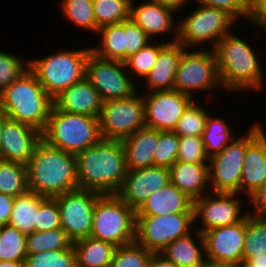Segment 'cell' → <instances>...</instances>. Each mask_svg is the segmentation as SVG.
<instances>
[{
    "instance_id": "cell-1",
    "label": "cell",
    "mask_w": 266,
    "mask_h": 267,
    "mask_svg": "<svg viewBox=\"0 0 266 267\" xmlns=\"http://www.w3.org/2000/svg\"><path fill=\"white\" fill-rule=\"evenodd\" d=\"M219 80L226 92L260 91L266 85L263 66L253 46L234 31L222 37L213 49ZM265 83V84H264Z\"/></svg>"
},
{
    "instance_id": "cell-2",
    "label": "cell",
    "mask_w": 266,
    "mask_h": 267,
    "mask_svg": "<svg viewBox=\"0 0 266 267\" xmlns=\"http://www.w3.org/2000/svg\"><path fill=\"white\" fill-rule=\"evenodd\" d=\"M76 168L80 189L116 194L127 173L122 142L101 139L76 154Z\"/></svg>"
},
{
    "instance_id": "cell-3",
    "label": "cell",
    "mask_w": 266,
    "mask_h": 267,
    "mask_svg": "<svg viewBox=\"0 0 266 267\" xmlns=\"http://www.w3.org/2000/svg\"><path fill=\"white\" fill-rule=\"evenodd\" d=\"M27 166L28 188L53 198L78 189L76 155L54 148L41 140Z\"/></svg>"
},
{
    "instance_id": "cell-4",
    "label": "cell",
    "mask_w": 266,
    "mask_h": 267,
    "mask_svg": "<svg viewBox=\"0 0 266 267\" xmlns=\"http://www.w3.org/2000/svg\"><path fill=\"white\" fill-rule=\"evenodd\" d=\"M53 106V98L43 89L35 74L28 69L0 93V110L8 119L42 132Z\"/></svg>"
},
{
    "instance_id": "cell-5",
    "label": "cell",
    "mask_w": 266,
    "mask_h": 267,
    "mask_svg": "<svg viewBox=\"0 0 266 267\" xmlns=\"http://www.w3.org/2000/svg\"><path fill=\"white\" fill-rule=\"evenodd\" d=\"M41 137L48 145L75 155L102 139L98 118L63 112L54 106Z\"/></svg>"
},
{
    "instance_id": "cell-6",
    "label": "cell",
    "mask_w": 266,
    "mask_h": 267,
    "mask_svg": "<svg viewBox=\"0 0 266 267\" xmlns=\"http://www.w3.org/2000/svg\"><path fill=\"white\" fill-rule=\"evenodd\" d=\"M90 51L91 47L55 51L45 57L29 59V69L43 89L55 98L61 91L85 77Z\"/></svg>"
},
{
    "instance_id": "cell-7",
    "label": "cell",
    "mask_w": 266,
    "mask_h": 267,
    "mask_svg": "<svg viewBox=\"0 0 266 267\" xmlns=\"http://www.w3.org/2000/svg\"><path fill=\"white\" fill-rule=\"evenodd\" d=\"M135 227V210L116 194H104L96 200L91 238L124 246L135 242Z\"/></svg>"
},
{
    "instance_id": "cell-8",
    "label": "cell",
    "mask_w": 266,
    "mask_h": 267,
    "mask_svg": "<svg viewBox=\"0 0 266 267\" xmlns=\"http://www.w3.org/2000/svg\"><path fill=\"white\" fill-rule=\"evenodd\" d=\"M195 7L186 17L178 19L177 42L186 49H203V44H209L213 50L222 37L232 32L237 22L225 10L201 5Z\"/></svg>"
},
{
    "instance_id": "cell-9",
    "label": "cell",
    "mask_w": 266,
    "mask_h": 267,
    "mask_svg": "<svg viewBox=\"0 0 266 267\" xmlns=\"http://www.w3.org/2000/svg\"><path fill=\"white\" fill-rule=\"evenodd\" d=\"M188 50L182 53L179 60L174 89L193 99L196 97L194 93L198 91L211 93L220 87L222 89L214 50L207 47Z\"/></svg>"
},
{
    "instance_id": "cell-10",
    "label": "cell",
    "mask_w": 266,
    "mask_h": 267,
    "mask_svg": "<svg viewBox=\"0 0 266 267\" xmlns=\"http://www.w3.org/2000/svg\"><path fill=\"white\" fill-rule=\"evenodd\" d=\"M139 92L128 98L103 102L98 117L102 139L121 141L146 126L144 100Z\"/></svg>"
},
{
    "instance_id": "cell-11",
    "label": "cell",
    "mask_w": 266,
    "mask_h": 267,
    "mask_svg": "<svg viewBox=\"0 0 266 267\" xmlns=\"http://www.w3.org/2000/svg\"><path fill=\"white\" fill-rule=\"evenodd\" d=\"M193 224V213L136 216L135 242L153 253H159L177 238L192 232Z\"/></svg>"
},
{
    "instance_id": "cell-12",
    "label": "cell",
    "mask_w": 266,
    "mask_h": 267,
    "mask_svg": "<svg viewBox=\"0 0 266 267\" xmlns=\"http://www.w3.org/2000/svg\"><path fill=\"white\" fill-rule=\"evenodd\" d=\"M85 77L99 92L103 102L124 99L135 94L138 83L126 70L125 63L104 59L90 51Z\"/></svg>"
},
{
    "instance_id": "cell-13",
    "label": "cell",
    "mask_w": 266,
    "mask_h": 267,
    "mask_svg": "<svg viewBox=\"0 0 266 267\" xmlns=\"http://www.w3.org/2000/svg\"><path fill=\"white\" fill-rule=\"evenodd\" d=\"M240 198L241 194L238 193L210 192L193 200L194 224H198V219L201 221L194 229L197 228L196 230L203 234L207 230L242 221L249 214L248 210L243 208L245 206H242L248 202V198L246 197V200Z\"/></svg>"
},
{
    "instance_id": "cell-14",
    "label": "cell",
    "mask_w": 266,
    "mask_h": 267,
    "mask_svg": "<svg viewBox=\"0 0 266 267\" xmlns=\"http://www.w3.org/2000/svg\"><path fill=\"white\" fill-rule=\"evenodd\" d=\"M101 195L78 188L53 197L58 204L61 228L72 242L91 236L94 204Z\"/></svg>"
},
{
    "instance_id": "cell-15",
    "label": "cell",
    "mask_w": 266,
    "mask_h": 267,
    "mask_svg": "<svg viewBox=\"0 0 266 267\" xmlns=\"http://www.w3.org/2000/svg\"><path fill=\"white\" fill-rule=\"evenodd\" d=\"M246 133L234 138L218 154L209 158V185L211 192L238 193L241 181Z\"/></svg>"
},
{
    "instance_id": "cell-16",
    "label": "cell",
    "mask_w": 266,
    "mask_h": 267,
    "mask_svg": "<svg viewBox=\"0 0 266 267\" xmlns=\"http://www.w3.org/2000/svg\"><path fill=\"white\" fill-rule=\"evenodd\" d=\"M143 94L146 127L173 131L185 109L194 100L175 89Z\"/></svg>"
},
{
    "instance_id": "cell-17",
    "label": "cell",
    "mask_w": 266,
    "mask_h": 267,
    "mask_svg": "<svg viewBox=\"0 0 266 267\" xmlns=\"http://www.w3.org/2000/svg\"><path fill=\"white\" fill-rule=\"evenodd\" d=\"M257 122L245 131L246 152L239 194H245L247 198L266 181V133Z\"/></svg>"
},
{
    "instance_id": "cell-18",
    "label": "cell",
    "mask_w": 266,
    "mask_h": 267,
    "mask_svg": "<svg viewBox=\"0 0 266 267\" xmlns=\"http://www.w3.org/2000/svg\"><path fill=\"white\" fill-rule=\"evenodd\" d=\"M170 183L167 167L127 170L123 183L116 195L135 211L154 192Z\"/></svg>"
},
{
    "instance_id": "cell-19",
    "label": "cell",
    "mask_w": 266,
    "mask_h": 267,
    "mask_svg": "<svg viewBox=\"0 0 266 267\" xmlns=\"http://www.w3.org/2000/svg\"><path fill=\"white\" fill-rule=\"evenodd\" d=\"M246 217L229 226L216 227L203 233L206 261L242 264Z\"/></svg>"
},
{
    "instance_id": "cell-20",
    "label": "cell",
    "mask_w": 266,
    "mask_h": 267,
    "mask_svg": "<svg viewBox=\"0 0 266 267\" xmlns=\"http://www.w3.org/2000/svg\"><path fill=\"white\" fill-rule=\"evenodd\" d=\"M130 4V18L154 41L158 36L172 33V40L168 43L177 42L178 21L174 19L175 10L153 1H144L143 3L134 2ZM137 4V5H136Z\"/></svg>"
},
{
    "instance_id": "cell-21",
    "label": "cell",
    "mask_w": 266,
    "mask_h": 267,
    "mask_svg": "<svg viewBox=\"0 0 266 267\" xmlns=\"http://www.w3.org/2000/svg\"><path fill=\"white\" fill-rule=\"evenodd\" d=\"M41 140L39 130L27 124L7 119L2 130L0 159L27 164L36 145Z\"/></svg>"
},
{
    "instance_id": "cell-22",
    "label": "cell",
    "mask_w": 266,
    "mask_h": 267,
    "mask_svg": "<svg viewBox=\"0 0 266 267\" xmlns=\"http://www.w3.org/2000/svg\"><path fill=\"white\" fill-rule=\"evenodd\" d=\"M103 101L99 92L84 77L53 98V106L63 112L99 117Z\"/></svg>"
},
{
    "instance_id": "cell-23",
    "label": "cell",
    "mask_w": 266,
    "mask_h": 267,
    "mask_svg": "<svg viewBox=\"0 0 266 267\" xmlns=\"http://www.w3.org/2000/svg\"><path fill=\"white\" fill-rule=\"evenodd\" d=\"M135 212L136 216L193 213V200L170 182L152 193Z\"/></svg>"
},
{
    "instance_id": "cell-24",
    "label": "cell",
    "mask_w": 266,
    "mask_h": 267,
    "mask_svg": "<svg viewBox=\"0 0 266 267\" xmlns=\"http://www.w3.org/2000/svg\"><path fill=\"white\" fill-rule=\"evenodd\" d=\"M186 48L179 42L167 43L160 51L152 70L144 79V93L174 89L179 60Z\"/></svg>"
},
{
    "instance_id": "cell-25",
    "label": "cell",
    "mask_w": 266,
    "mask_h": 267,
    "mask_svg": "<svg viewBox=\"0 0 266 267\" xmlns=\"http://www.w3.org/2000/svg\"><path fill=\"white\" fill-rule=\"evenodd\" d=\"M208 164L176 161L169 168L170 182L192 200L201 198L211 191Z\"/></svg>"
},
{
    "instance_id": "cell-26",
    "label": "cell",
    "mask_w": 266,
    "mask_h": 267,
    "mask_svg": "<svg viewBox=\"0 0 266 267\" xmlns=\"http://www.w3.org/2000/svg\"><path fill=\"white\" fill-rule=\"evenodd\" d=\"M127 170H135L154 166V151L158 142V130L143 127L121 140Z\"/></svg>"
},
{
    "instance_id": "cell-27",
    "label": "cell",
    "mask_w": 266,
    "mask_h": 267,
    "mask_svg": "<svg viewBox=\"0 0 266 267\" xmlns=\"http://www.w3.org/2000/svg\"><path fill=\"white\" fill-rule=\"evenodd\" d=\"M177 267H205V242L203 234L194 229L177 238L159 252Z\"/></svg>"
},
{
    "instance_id": "cell-28",
    "label": "cell",
    "mask_w": 266,
    "mask_h": 267,
    "mask_svg": "<svg viewBox=\"0 0 266 267\" xmlns=\"http://www.w3.org/2000/svg\"><path fill=\"white\" fill-rule=\"evenodd\" d=\"M77 267H110L116 246L91 237L72 244Z\"/></svg>"
},
{
    "instance_id": "cell-29",
    "label": "cell",
    "mask_w": 266,
    "mask_h": 267,
    "mask_svg": "<svg viewBox=\"0 0 266 267\" xmlns=\"http://www.w3.org/2000/svg\"><path fill=\"white\" fill-rule=\"evenodd\" d=\"M46 198L30 190L18 195L14 198L8 225L25 234L34 232V223L36 222L39 205Z\"/></svg>"
},
{
    "instance_id": "cell-30",
    "label": "cell",
    "mask_w": 266,
    "mask_h": 267,
    "mask_svg": "<svg viewBox=\"0 0 266 267\" xmlns=\"http://www.w3.org/2000/svg\"><path fill=\"white\" fill-rule=\"evenodd\" d=\"M231 125L224 117H215L208 115L205 123V130L202 135L203 143L207 156L210 158L220 153L227 144H229L235 137Z\"/></svg>"
},
{
    "instance_id": "cell-31",
    "label": "cell",
    "mask_w": 266,
    "mask_h": 267,
    "mask_svg": "<svg viewBox=\"0 0 266 267\" xmlns=\"http://www.w3.org/2000/svg\"><path fill=\"white\" fill-rule=\"evenodd\" d=\"M98 35L99 45H92L91 51L101 58L124 62L123 21L99 28Z\"/></svg>"
},
{
    "instance_id": "cell-32",
    "label": "cell",
    "mask_w": 266,
    "mask_h": 267,
    "mask_svg": "<svg viewBox=\"0 0 266 267\" xmlns=\"http://www.w3.org/2000/svg\"><path fill=\"white\" fill-rule=\"evenodd\" d=\"M28 190L26 164L0 159V193L16 198Z\"/></svg>"
},
{
    "instance_id": "cell-33",
    "label": "cell",
    "mask_w": 266,
    "mask_h": 267,
    "mask_svg": "<svg viewBox=\"0 0 266 267\" xmlns=\"http://www.w3.org/2000/svg\"><path fill=\"white\" fill-rule=\"evenodd\" d=\"M153 43L154 41L152 40L124 61L127 72L135 82H137V79L141 80L140 78H142V83L156 63L159 51L168 43V41L161 40V42L157 43L155 41V44Z\"/></svg>"
},
{
    "instance_id": "cell-34",
    "label": "cell",
    "mask_w": 266,
    "mask_h": 267,
    "mask_svg": "<svg viewBox=\"0 0 266 267\" xmlns=\"http://www.w3.org/2000/svg\"><path fill=\"white\" fill-rule=\"evenodd\" d=\"M60 9L63 18L81 30L98 33L93 11V0H62Z\"/></svg>"
},
{
    "instance_id": "cell-35",
    "label": "cell",
    "mask_w": 266,
    "mask_h": 267,
    "mask_svg": "<svg viewBox=\"0 0 266 267\" xmlns=\"http://www.w3.org/2000/svg\"><path fill=\"white\" fill-rule=\"evenodd\" d=\"M72 244L73 242L62 228L51 231H34L26 236L27 255L49 250H65Z\"/></svg>"
},
{
    "instance_id": "cell-36",
    "label": "cell",
    "mask_w": 266,
    "mask_h": 267,
    "mask_svg": "<svg viewBox=\"0 0 266 267\" xmlns=\"http://www.w3.org/2000/svg\"><path fill=\"white\" fill-rule=\"evenodd\" d=\"M266 253V218L248 214L246 216V233L242 254V263L250 258Z\"/></svg>"
},
{
    "instance_id": "cell-37",
    "label": "cell",
    "mask_w": 266,
    "mask_h": 267,
    "mask_svg": "<svg viewBox=\"0 0 266 267\" xmlns=\"http://www.w3.org/2000/svg\"><path fill=\"white\" fill-rule=\"evenodd\" d=\"M131 0H93L97 28L119 24L130 18Z\"/></svg>"
},
{
    "instance_id": "cell-38",
    "label": "cell",
    "mask_w": 266,
    "mask_h": 267,
    "mask_svg": "<svg viewBox=\"0 0 266 267\" xmlns=\"http://www.w3.org/2000/svg\"><path fill=\"white\" fill-rule=\"evenodd\" d=\"M197 100H193L185 109L183 115L178 120L173 132L178 137L181 136H199L202 137L205 130L206 119L210 113L209 110ZM204 106V107H203Z\"/></svg>"
},
{
    "instance_id": "cell-39",
    "label": "cell",
    "mask_w": 266,
    "mask_h": 267,
    "mask_svg": "<svg viewBox=\"0 0 266 267\" xmlns=\"http://www.w3.org/2000/svg\"><path fill=\"white\" fill-rule=\"evenodd\" d=\"M27 234L17 228L4 225L0 228V261H24Z\"/></svg>"
},
{
    "instance_id": "cell-40",
    "label": "cell",
    "mask_w": 266,
    "mask_h": 267,
    "mask_svg": "<svg viewBox=\"0 0 266 267\" xmlns=\"http://www.w3.org/2000/svg\"><path fill=\"white\" fill-rule=\"evenodd\" d=\"M24 267H77L73 246L65 250H49L27 255Z\"/></svg>"
},
{
    "instance_id": "cell-41",
    "label": "cell",
    "mask_w": 266,
    "mask_h": 267,
    "mask_svg": "<svg viewBox=\"0 0 266 267\" xmlns=\"http://www.w3.org/2000/svg\"><path fill=\"white\" fill-rule=\"evenodd\" d=\"M152 253L136 242L119 246L114 251L110 267H148Z\"/></svg>"
},
{
    "instance_id": "cell-42",
    "label": "cell",
    "mask_w": 266,
    "mask_h": 267,
    "mask_svg": "<svg viewBox=\"0 0 266 267\" xmlns=\"http://www.w3.org/2000/svg\"><path fill=\"white\" fill-rule=\"evenodd\" d=\"M0 49V93L29 69V59Z\"/></svg>"
},
{
    "instance_id": "cell-43",
    "label": "cell",
    "mask_w": 266,
    "mask_h": 267,
    "mask_svg": "<svg viewBox=\"0 0 266 267\" xmlns=\"http://www.w3.org/2000/svg\"><path fill=\"white\" fill-rule=\"evenodd\" d=\"M179 137L173 131H159L154 151V166L170 168L177 161Z\"/></svg>"
},
{
    "instance_id": "cell-44",
    "label": "cell",
    "mask_w": 266,
    "mask_h": 267,
    "mask_svg": "<svg viewBox=\"0 0 266 267\" xmlns=\"http://www.w3.org/2000/svg\"><path fill=\"white\" fill-rule=\"evenodd\" d=\"M177 161L187 163H209V157L206 154L202 137H179Z\"/></svg>"
},
{
    "instance_id": "cell-45",
    "label": "cell",
    "mask_w": 266,
    "mask_h": 267,
    "mask_svg": "<svg viewBox=\"0 0 266 267\" xmlns=\"http://www.w3.org/2000/svg\"><path fill=\"white\" fill-rule=\"evenodd\" d=\"M152 39L131 19L123 21L124 61Z\"/></svg>"
},
{
    "instance_id": "cell-46",
    "label": "cell",
    "mask_w": 266,
    "mask_h": 267,
    "mask_svg": "<svg viewBox=\"0 0 266 267\" xmlns=\"http://www.w3.org/2000/svg\"><path fill=\"white\" fill-rule=\"evenodd\" d=\"M58 228H61V221L57 201L47 197L39 205L34 231H51Z\"/></svg>"
},
{
    "instance_id": "cell-47",
    "label": "cell",
    "mask_w": 266,
    "mask_h": 267,
    "mask_svg": "<svg viewBox=\"0 0 266 267\" xmlns=\"http://www.w3.org/2000/svg\"><path fill=\"white\" fill-rule=\"evenodd\" d=\"M196 5L216 7L225 10L236 21L243 19L250 22L251 3L248 0H193Z\"/></svg>"
},
{
    "instance_id": "cell-48",
    "label": "cell",
    "mask_w": 266,
    "mask_h": 267,
    "mask_svg": "<svg viewBox=\"0 0 266 267\" xmlns=\"http://www.w3.org/2000/svg\"><path fill=\"white\" fill-rule=\"evenodd\" d=\"M248 213L250 215L266 218V181L248 197Z\"/></svg>"
},
{
    "instance_id": "cell-49",
    "label": "cell",
    "mask_w": 266,
    "mask_h": 267,
    "mask_svg": "<svg viewBox=\"0 0 266 267\" xmlns=\"http://www.w3.org/2000/svg\"><path fill=\"white\" fill-rule=\"evenodd\" d=\"M248 23L263 29L266 33V0H255L251 4V19Z\"/></svg>"
},
{
    "instance_id": "cell-50",
    "label": "cell",
    "mask_w": 266,
    "mask_h": 267,
    "mask_svg": "<svg viewBox=\"0 0 266 267\" xmlns=\"http://www.w3.org/2000/svg\"><path fill=\"white\" fill-rule=\"evenodd\" d=\"M13 204L14 198L12 196L0 193V228L8 225Z\"/></svg>"
},
{
    "instance_id": "cell-51",
    "label": "cell",
    "mask_w": 266,
    "mask_h": 267,
    "mask_svg": "<svg viewBox=\"0 0 266 267\" xmlns=\"http://www.w3.org/2000/svg\"><path fill=\"white\" fill-rule=\"evenodd\" d=\"M156 3H159L161 5L167 6L172 8L173 10H175L177 13H179L180 11L188 8V3L190 4V2L192 3V0H150ZM186 6V8L184 7Z\"/></svg>"
},
{
    "instance_id": "cell-52",
    "label": "cell",
    "mask_w": 266,
    "mask_h": 267,
    "mask_svg": "<svg viewBox=\"0 0 266 267\" xmlns=\"http://www.w3.org/2000/svg\"><path fill=\"white\" fill-rule=\"evenodd\" d=\"M148 267H177L173 262L166 259L160 253H152Z\"/></svg>"
},
{
    "instance_id": "cell-53",
    "label": "cell",
    "mask_w": 266,
    "mask_h": 267,
    "mask_svg": "<svg viewBox=\"0 0 266 267\" xmlns=\"http://www.w3.org/2000/svg\"><path fill=\"white\" fill-rule=\"evenodd\" d=\"M246 264L249 267H266V253L265 255L261 256H255L253 258H250Z\"/></svg>"
},
{
    "instance_id": "cell-54",
    "label": "cell",
    "mask_w": 266,
    "mask_h": 267,
    "mask_svg": "<svg viewBox=\"0 0 266 267\" xmlns=\"http://www.w3.org/2000/svg\"><path fill=\"white\" fill-rule=\"evenodd\" d=\"M205 267H242V264L234 262L206 261Z\"/></svg>"
},
{
    "instance_id": "cell-55",
    "label": "cell",
    "mask_w": 266,
    "mask_h": 267,
    "mask_svg": "<svg viewBox=\"0 0 266 267\" xmlns=\"http://www.w3.org/2000/svg\"><path fill=\"white\" fill-rule=\"evenodd\" d=\"M0 267H24V261H0Z\"/></svg>"
},
{
    "instance_id": "cell-56",
    "label": "cell",
    "mask_w": 266,
    "mask_h": 267,
    "mask_svg": "<svg viewBox=\"0 0 266 267\" xmlns=\"http://www.w3.org/2000/svg\"><path fill=\"white\" fill-rule=\"evenodd\" d=\"M7 119H8L7 115L2 110H0V142L2 137L3 126Z\"/></svg>"
},
{
    "instance_id": "cell-57",
    "label": "cell",
    "mask_w": 266,
    "mask_h": 267,
    "mask_svg": "<svg viewBox=\"0 0 266 267\" xmlns=\"http://www.w3.org/2000/svg\"><path fill=\"white\" fill-rule=\"evenodd\" d=\"M242 267H249L246 263H242Z\"/></svg>"
},
{
    "instance_id": "cell-58",
    "label": "cell",
    "mask_w": 266,
    "mask_h": 267,
    "mask_svg": "<svg viewBox=\"0 0 266 267\" xmlns=\"http://www.w3.org/2000/svg\"><path fill=\"white\" fill-rule=\"evenodd\" d=\"M251 4L255 1V0H248Z\"/></svg>"
}]
</instances>
